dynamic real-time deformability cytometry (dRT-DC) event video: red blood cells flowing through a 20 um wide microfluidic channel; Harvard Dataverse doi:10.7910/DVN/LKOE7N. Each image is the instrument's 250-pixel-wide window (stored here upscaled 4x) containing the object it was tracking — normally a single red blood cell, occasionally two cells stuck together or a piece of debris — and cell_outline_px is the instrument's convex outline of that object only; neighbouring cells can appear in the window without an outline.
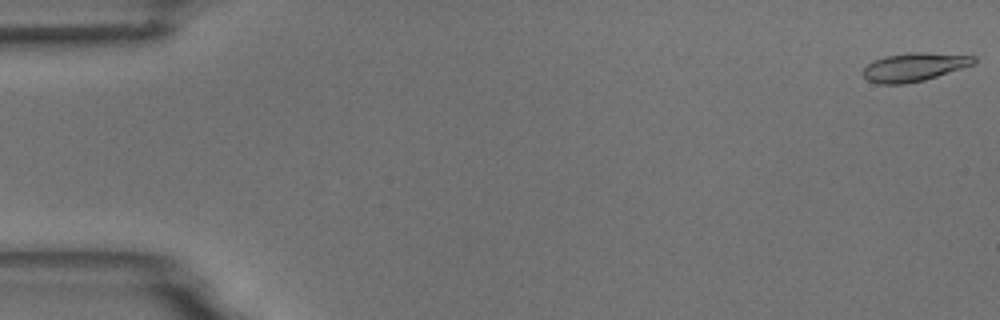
{"species": "common noctule bat (a hibernating species)", "species_latin": "Nyctalus noctula", "temperature_condition": "room temperature", "stored_images_in_passage": 55, "camera_frame_rate_fps": 3000, "um_per_image_px": 0.085, "animal": {"sex": "male", "body_mass_g": 18.8}, "frame": {"image": 1, "passage_image": 1, "time_ms": 0.0, "image_size_px": [1000, 320], "cell_outline_px": [[976, 60], [972, 64], [924, 80], [904, 84], [880, 84], [868, 80], [864, 76], [864, 68], [872, 60], [884, 56], [912, 52], [920, 52], [976, 56]], "centroid_in_image_um": [77.66, 5.69], "position_along_channel_um": 7.3, "area_um2": 18.03}}
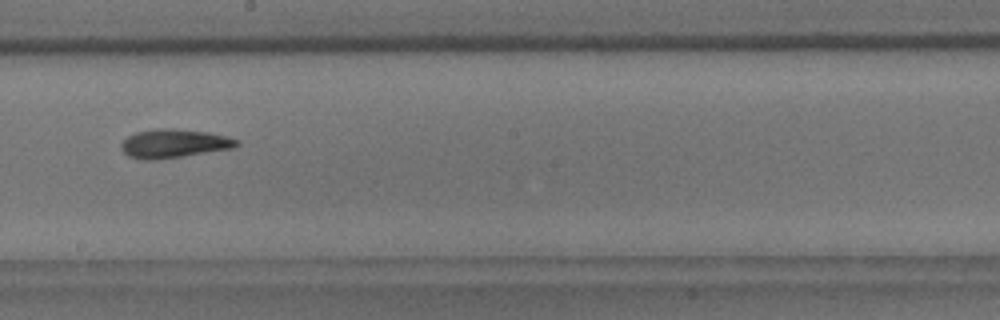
{"frame": {"image": 2, "passage_image": 31, "time_ms": 10.0, "image_size_px": [1000, 320], "cell_outline_px": [[240, 144], [232, 148], [156, 160], [144, 160], [128, 156], [120, 148], [120, 144], [128, 136], [136, 132], [156, 128], [172, 128], [208, 132], [240, 140]], "centroid_in_image_um": [14.75, 12.19], "position_along_channel_um": 233.4, "area_um2": 19.25}}
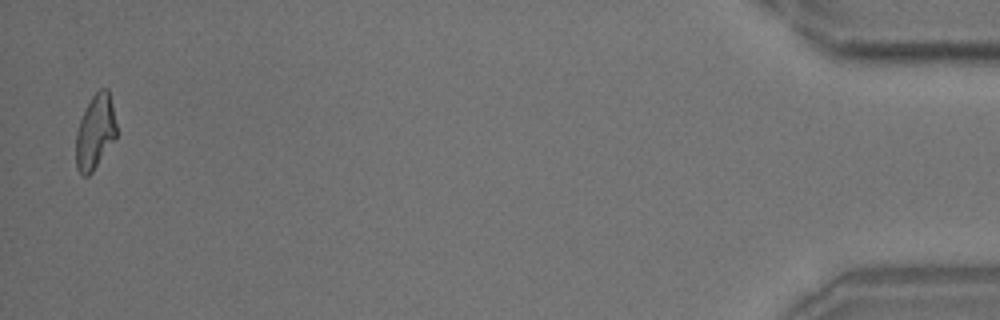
{"frame": {"image": 3, "passage_image": 54, "time_ms": 17.667, "image_size_px": [1000, 320], "cell_outline_px": [[116, 136], [92, 172], [88, 176], [84, 176], [76, 168], [76, 132], [80, 120], [92, 96], [100, 88], [108, 88], [116, 124]], "centroid_in_image_um": [8.08, 11.21], "position_along_channel_um": 427.1, "area_um2": 17.22}, "authors_computed_cell_mechanics": {"area_um2": 18.2648, "velocity_mm_per_s": 3.6931, "shape_relaxation_time_tau1_ms": 5.9497, "shape_relaxation_time_tau2_ms": 5.1677, "deformation_change_tau1": 0.1809, "deformation_change_tau2": 0.1432}}